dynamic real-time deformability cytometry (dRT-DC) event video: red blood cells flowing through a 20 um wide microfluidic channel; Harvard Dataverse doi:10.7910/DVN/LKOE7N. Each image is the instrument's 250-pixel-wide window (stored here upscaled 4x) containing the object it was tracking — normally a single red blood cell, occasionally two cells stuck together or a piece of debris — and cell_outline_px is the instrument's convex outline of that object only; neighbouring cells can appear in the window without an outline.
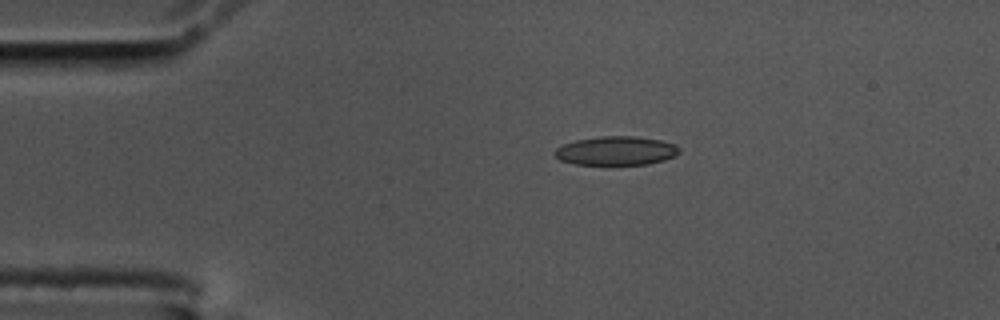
{"species": "common noctule bat (a hibernating species)", "species_latin": "Nyctalus noctula", "temperature_condition": "cold", "stored_images_in_passage": 46, "camera_frame_rate_fps": 3000, "um_per_image_px": 0.085, "animal": {"sex": "male", "body_mass_g": 17.5, "forearm_length_mm": 52.3}, "frame": {"image": 1, "passage_image": 1, "time_ms": 0.0, "image_size_px": [1000, 320], "cell_outline_px": [[680, 152], [676, 156], [664, 160], [648, 164], [576, 164], [560, 160], [552, 152], [556, 148], [564, 144], [576, 140], [600, 136], [636, 136], [660, 140], [676, 144], [680, 148]], "centroid_in_image_um": [52.4, 12.81], "position_along_channel_um": 32.6, "area_um2": 20.98}}
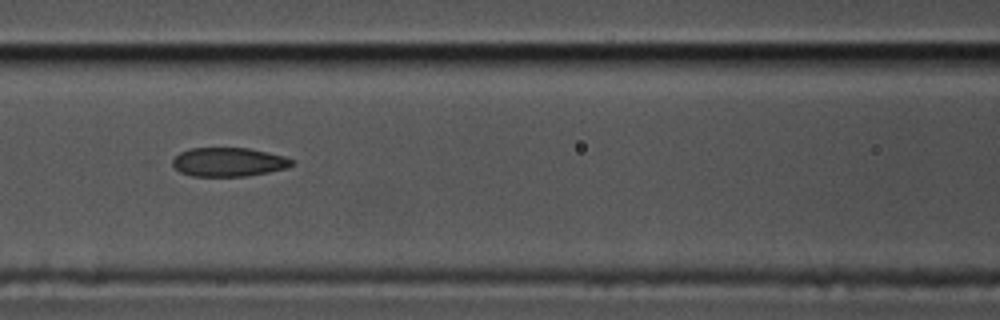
{"frame": {"image": 2, "passage_image": 14, "time_ms": 4.333, "image_size_px": [1000, 320], "cell_outline_px": [[296, 164], [288, 168], [268, 172], [244, 176], [192, 176], [180, 172], [172, 164], [172, 160], [180, 152], [188, 148], [248, 148], [284, 156], [296, 160]], "centroid_in_image_um": [19.46, 13.77], "position_along_channel_um": 147.1, "area_um2": 20.17}}
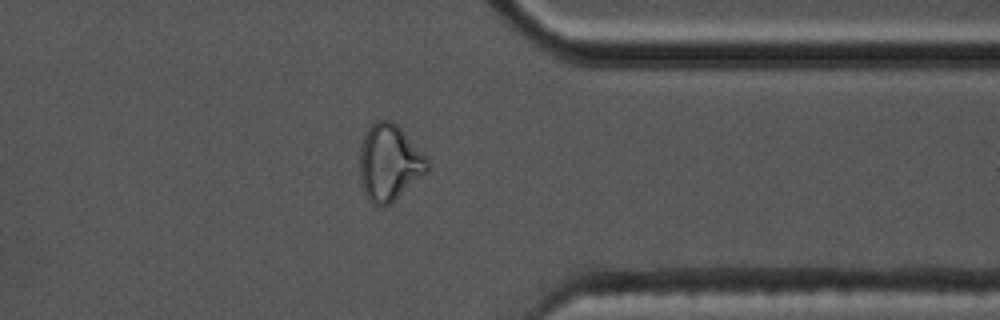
{"frame": {"image": 3, "passage_image": 34, "time_ms": 11.0, "image_size_px": [1000, 320], "cell_outline_px": [[432, 164], [420, 176], [388, 204], [380, 208], [372, 204], [368, 200], [360, 184], [360, 144], [364, 132], [376, 120], [392, 120], [400, 128]], "centroid_in_image_um": [33.02, 13.8], "position_along_channel_um": 378.4, "area_um2": 29.71}, "authors_computed_cell_mechanics": {"area_um2": 21.5594, "velocity_mm_per_s": 3.5788, "shape_relaxation_time_tau1_ms": null, "shape_relaxation_time_tau2_ms": 1.8953, "deformation_change_tau1": null, "deformation_change_tau2": 0.0818}}